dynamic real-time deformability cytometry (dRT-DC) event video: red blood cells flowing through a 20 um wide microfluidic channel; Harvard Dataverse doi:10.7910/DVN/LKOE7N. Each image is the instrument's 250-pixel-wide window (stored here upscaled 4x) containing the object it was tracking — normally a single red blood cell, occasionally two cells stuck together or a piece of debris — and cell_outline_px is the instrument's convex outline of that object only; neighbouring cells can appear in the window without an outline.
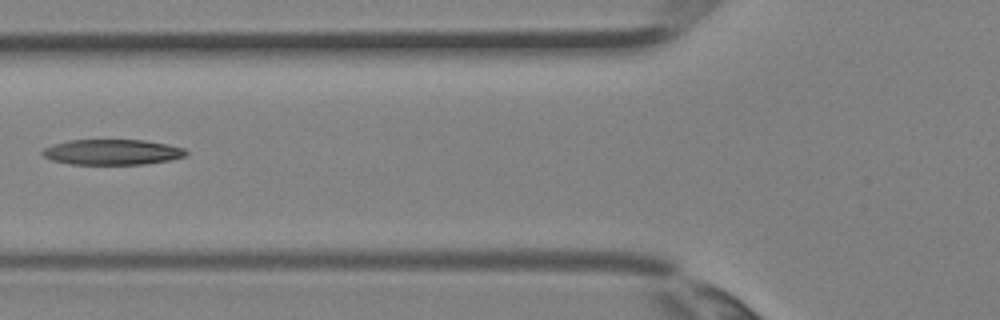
{"species": "Egyptian fruit bat (a non-hibernating species)", "species_latin": "Rousettus aegyptiacus", "temperature_condition": "room temperature", "stored_images_in_passage": 4, "segment_of_instrument_passage": [1, 2], "camera_frame_rate_fps": 3000, "um_per_image_px": 0.085, "animal": {"sex": "female"}, "frame": {"image": 1, "passage_image": 3, "time_ms": 0.667, "image_size_px": [1000, 320], "cell_outline_px": [[188, 152], [184, 156], [172, 160], [144, 164], [68, 164], [52, 160], [44, 156], [40, 152], [44, 148], [52, 144], [68, 140], [144, 140], [168, 144], [184, 148]], "centroid_in_image_um": [9.53, 12.92], "position_along_channel_um": 116.3, "area_um2": 21.39}}